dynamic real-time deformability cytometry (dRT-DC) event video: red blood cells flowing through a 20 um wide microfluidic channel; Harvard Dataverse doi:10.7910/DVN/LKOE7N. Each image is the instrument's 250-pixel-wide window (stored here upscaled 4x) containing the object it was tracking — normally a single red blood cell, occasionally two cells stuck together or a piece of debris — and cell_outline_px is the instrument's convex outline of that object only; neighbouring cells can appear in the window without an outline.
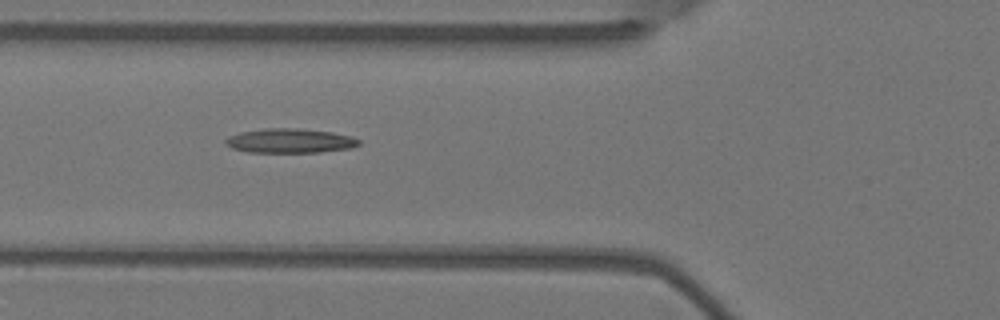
{"species": "Egyptian fruit bat (a non-hibernating species)", "species_latin": "Rousettus aegyptiacus", "temperature_condition": "warm", "stored_images_in_passage": 6, "camera_frame_rate_fps": 3000, "um_per_image_px": 0.085, "animal": {"sex": "female"}, "frame": {"image": 1, "passage_image": 5, "time_ms": 1.333, "image_size_px": [1000, 320], "cell_outline_px": [[360, 144], [352, 148], [320, 152], [248, 152], [232, 148], [224, 144], [224, 140], [228, 136], [240, 132], [264, 128], [296, 128], [332, 132], [352, 136], [360, 140]], "centroid_in_image_um": [24.64, 11.96], "position_along_channel_um": 101.2, "area_um2": 19.07}}
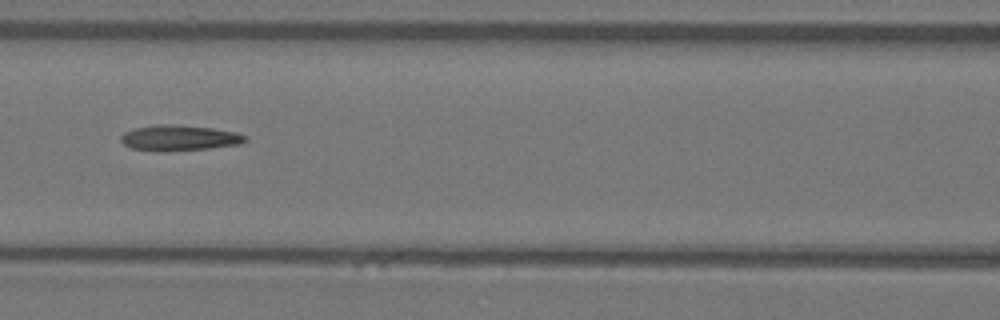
{"frame": {"image": 2, "passage_image": 6, "time_ms": 1.667, "image_size_px": [1000, 320], "cell_outline_px": [[248, 140], [240, 144], [208, 148], [164, 152], [132, 148], [124, 144], [120, 140], [120, 136], [124, 132], [136, 128], [160, 124], [176, 124], [212, 128], [236, 132], [248, 136]], "centroid_in_image_um": [15.26, 11.72], "position_along_channel_um": 151.3, "area_um2": 18.61}}